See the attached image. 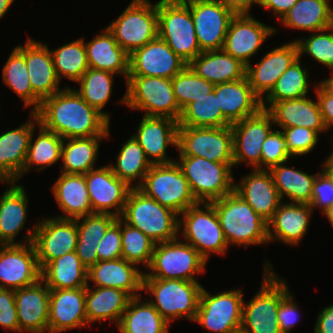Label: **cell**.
I'll return each mask as SVG.
<instances>
[{
	"instance_id": "cell-1",
	"label": "cell",
	"mask_w": 333,
	"mask_h": 333,
	"mask_svg": "<svg viewBox=\"0 0 333 333\" xmlns=\"http://www.w3.org/2000/svg\"><path fill=\"white\" fill-rule=\"evenodd\" d=\"M39 124L65 138L110 136V121L69 86L41 101Z\"/></svg>"
},
{
	"instance_id": "cell-2",
	"label": "cell",
	"mask_w": 333,
	"mask_h": 333,
	"mask_svg": "<svg viewBox=\"0 0 333 333\" xmlns=\"http://www.w3.org/2000/svg\"><path fill=\"white\" fill-rule=\"evenodd\" d=\"M210 203L215 207L228 246L269 243L267 222L235 191Z\"/></svg>"
},
{
	"instance_id": "cell-3",
	"label": "cell",
	"mask_w": 333,
	"mask_h": 333,
	"mask_svg": "<svg viewBox=\"0 0 333 333\" xmlns=\"http://www.w3.org/2000/svg\"><path fill=\"white\" fill-rule=\"evenodd\" d=\"M178 216L171 209L146 196L138 188H131L119 218L158 244L178 238Z\"/></svg>"
},
{
	"instance_id": "cell-4",
	"label": "cell",
	"mask_w": 333,
	"mask_h": 333,
	"mask_svg": "<svg viewBox=\"0 0 333 333\" xmlns=\"http://www.w3.org/2000/svg\"><path fill=\"white\" fill-rule=\"evenodd\" d=\"M264 276L253 299L243 303L240 333H281L277 320L280 300L289 292L287 282L264 262Z\"/></svg>"
},
{
	"instance_id": "cell-5",
	"label": "cell",
	"mask_w": 333,
	"mask_h": 333,
	"mask_svg": "<svg viewBox=\"0 0 333 333\" xmlns=\"http://www.w3.org/2000/svg\"><path fill=\"white\" fill-rule=\"evenodd\" d=\"M203 288L198 281L143 278L142 290L154 296L149 302L170 324L182 317L195 320Z\"/></svg>"
},
{
	"instance_id": "cell-6",
	"label": "cell",
	"mask_w": 333,
	"mask_h": 333,
	"mask_svg": "<svg viewBox=\"0 0 333 333\" xmlns=\"http://www.w3.org/2000/svg\"><path fill=\"white\" fill-rule=\"evenodd\" d=\"M122 103L142 110L149 117H167L179 121L182 111L173 92L172 79L157 76H128Z\"/></svg>"
},
{
	"instance_id": "cell-7",
	"label": "cell",
	"mask_w": 333,
	"mask_h": 333,
	"mask_svg": "<svg viewBox=\"0 0 333 333\" xmlns=\"http://www.w3.org/2000/svg\"><path fill=\"white\" fill-rule=\"evenodd\" d=\"M198 202L210 203L234 191V163L212 162L199 156L176 160Z\"/></svg>"
},
{
	"instance_id": "cell-8",
	"label": "cell",
	"mask_w": 333,
	"mask_h": 333,
	"mask_svg": "<svg viewBox=\"0 0 333 333\" xmlns=\"http://www.w3.org/2000/svg\"><path fill=\"white\" fill-rule=\"evenodd\" d=\"M138 189L178 215L199 203L176 161L153 164Z\"/></svg>"
},
{
	"instance_id": "cell-9",
	"label": "cell",
	"mask_w": 333,
	"mask_h": 333,
	"mask_svg": "<svg viewBox=\"0 0 333 333\" xmlns=\"http://www.w3.org/2000/svg\"><path fill=\"white\" fill-rule=\"evenodd\" d=\"M178 239L155 244L147 268L150 272L143 278L197 281L195 276L204 272L207 261L193 246Z\"/></svg>"
},
{
	"instance_id": "cell-10",
	"label": "cell",
	"mask_w": 333,
	"mask_h": 333,
	"mask_svg": "<svg viewBox=\"0 0 333 333\" xmlns=\"http://www.w3.org/2000/svg\"><path fill=\"white\" fill-rule=\"evenodd\" d=\"M158 37L187 64L202 52L190 8L185 3L158 1Z\"/></svg>"
},
{
	"instance_id": "cell-11",
	"label": "cell",
	"mask_w": 333,
	"mask_h": 333,
	"mask_svg": "<svg viewBox=\"0 0 333 333\" xmlns=\"http://www.w3.org/2000/svg\"><path fill=\"white\" fill-rule=\"evenodd\" d=\"M107 28L118 45L130 55L158 37V2L132 0Z\"/></svg>"
},
{
	"instance_id": "cell-12",
	"label": "cell",
	"mask_w": 333,
	"mask_h": 333,
	"mask_svg": "<svg viewBox=\"0 0 333 333\" xmlns=\"http://www.w3.org/2000/svg\"><path fill=\"white\" fill-rule=\"evenodd\" d=\"M179 216L181 217L179 218V232L182 227L183 239L193 246L206 261L211 253L225 255L229 246L215 207L211 203L199 202Z\"/></svg>"
},
{
	"instance_id": "cell-13",
	"label": "cell",
	"mask_w": 333,
	"mask_h": 333,
	"mask_svg": "<svg viewBox=\"0 0 333 333\" xmlns=\"http://www.w3.org/2000/svg\"><path fill=\"white\" fill-rule=\"evenodd\" d=\"M177 149L179 156H199L212 162L234 163L231 125L178 126Z\"/></svg>"
},
{
	"instance_id": "cell-14",
	"label": "cell",
	"mask_w": 333,
	"mask_h": 333,
	"mask_svg": "<svg viewBox=\"0 0 333 333\" xmlns=\"http://www.w3.org/2000/svg\"><path fill=\"white\" fill-rule=\"evenodd\" d=\"M241 289L211 294L203 288L194 322L214 333H240L243 313Z\"/></svg>"
},
{
	"instance_id": "cell-15",
	"label": "cell",
	"mask_w": 333,
	"mask_h": 333,
	"mask_svg": "<svg viewBox=\"0 0 333 333\" xmlns=\"http://www.w3.org/2000/svg\"><path fill=\"white\" fill-rule=\"evenodd\" d=\"M185 4L190 8L200 50H222L235 14L220 0H191Z\"/></svg>"
},
{
	"instance_id": "cell-16",
	"label": "cell",
	"mask_w": 333,
	"mask_h": 333,
	"mask_svg": "<svg viewBox=\"0 0 333 333\" xmlns=\"http://www.w3.org/2000/svg\"><path fill=\"white\" fill-rule=\"evenodd\" d=\"M272 125V116L263 108L231 125L234 166L246 163L252 169H261L262 144L274 127Z\"/></svg>"
},
{
	"instance_id": "cell-17",
	"label": "cell",
	"mask_w": 333,
	"mask_h": 333,
	"mask_svg": "<svg viewBox=\"0 0 333 333\" xmlns=\"http://www.w3.org/2000/svg\"><path fill=\"white\" fill-rule=\"evenodd\" d=\"M77 240L76 220L56 217L39 220L32 243L40 269L54 259L75 251Z\"/></svg>"
},
{
	"instance_id": "cell-18",
	"label": "cell",
	"mask_w": 333,
	"mask_h": 333,
	"mask_svg": "<svg viewBox=\"0 0 333 333\" xmlns=\"http://www.w3.org/2000/svg\"><path fill=\"white\" fill-rule=\"evenodd\" d=\"M41 279L33 243L0 245V288L17 290Z\"/></svg>"
},
{
	"instance_id": "cell-19",
	"label": "cell",
	"mask_w": 333,
	"mask_h": 333,
	"mask_svg": "<svg viewBox=\"0 0 333 333\" xmlns=\"http://www.w3.org/2000/svg\"><path fill=\"white\" fill-rule=\"evenodd\" d=\"M276 32L275 27L259 22L251 14L235 15L228 26L223 50L247 66L265 40Z\"/></svg>"
},
{
	"instance_id": "cell-20",
	"label": "cell",
	"mask_w": 333,
	"mask_h": 333,
	"mask_svg": "<svg viewBox=\"0 0 333 333\" xmlns=\"http://www.w3.org/2000/svg\"><path fill=\"white\" fill-rule=\"evenodd\" d=\"M84 176L92 212L119 218L131 188L113 173L109 164L90 170Z\"/></svg>"
},
{
	"instance_id": "cell-21",
	"label": "cell",
	"mask_w": 333,
	"mask_h": 333,
	"mask_svg": "<svg viewBox=\"0 0 333 333\" xmlns=\"http://www.w3.org/2000/svg\"><path fill=\"white\" fill-rule=\"evenodd\" d=\"M188 64L160 37L129 55L128 76H157L172 79Z\"/></svg>"
},
{
	"instance_id": "cell-22",
	"label": "cell",
	"mask_w": 333,
	"mask_h": 333,
	"mask_svg": "<svg viewBox=\"0 0 333 333\" xmlns=\"http://www.w3.org/2000/svg\"><path fill=\"white\" fill-rule=\"evenodd\" d=\"M298 58V45L294 40L270 50L254 66L252 63L247 65L245 76L253 92L262 100Z\"/></svg>"
},
{
	"instance_id": "cell-23",
	"label": "cell",
	"mask_w": 333,
	"mask_h": 333,
	"mask_svg": "<svg viewBox=\"0 0 333 333\" xmlns=\"http://www.w3.org/2000/svg\"><path fill=\"white\" fill-rule=\"evenodd\" d=\"M9 188L0 196V245H24L33 242L36 225L27 230L25 242H15V237L25 226L28 198L23 185L7 183Z\"/></svg>"
},
{
	"instance_id": "cell-24",
	"label": "cell",
	"mask_w": 333,
	"mask_h": 333,
	"mask_svg": "<svg viewBox=\"0 0 333 333\" xmlns=\"http://www.w3.org/2000/svg\"><path fill=\"white\" fill-rule=\"evenodd\" d=\"M137 132L132 136L143 148L151 164H168L175 160L166 156V149L173 145L177 149L178 121L167 117L143 116Z\"/></svg>"
},
{
	"instance_id": "cell-25",
	"label": "cell",
	"mask_w": 333,
	"mask_h": 333,
	"mask_svg": "<svg viewBox=\"0 0 333 333\" xmlns=\"http://www.w3.org/2000/svg\"><path fill=\"white\" fill-rule=\"evenodd\" d=\"M86 287L50 289L48 333L87 327Z\"/></svg>"
},
{
	"instance_id": "cell-26",
	"label": "cell",
	"mask_w": 333,
	"mask_h": 333,
	"mask_svg": "<svg viewBox=\"0 0 333 333\" xmlns=\"http://www.w3.org/2000/svg\"><path fill=\"white\" fill-rule=\"evenodd\" d=\"M20 127L0 135V182H18L26 162L29 141L35 125H39L35 113ZM32 119V120H31Z\"/></svg>"
},
{
	"instance_id": "cell-27",
	"label": "cell",
	"mask_w": 333,
	"mask_h": 333,
	"mask_svg": "<svg viewBox=\"0 0 333 333\" xmlns=\"http://www.w3.org/2000/svg\"><path fill=\"white\" fill-rule=\"evenodd\" d=\"M49 300L50 288L42 279L15 290L19 333L48 332Z\"/></svg>"
},
{
	"instance_id": "cell-28",
	"label": "cell",
	"mask_w": 333,
	"mask_h": 333,
	"mask_svg": "<svg viewBox=\"0 0 333 333\" xmlns=\"http://www.w3.org/2000/svg\"><path fill=\"white\" fill-rule=\"evenodd\" d=\"M234 191L267 223L283 202L269 170L253 169L234 184Z\"/></svg>"
},
{
	"instance_id": "cell-29",
	"label": "cell",
	"mask_w": 333,
	"mask_h": 333,
	"mask_svg": "<svg viewBox=\"0 0 333 333\" xmlns=\"http://www.w3.org/2000/svg\"><path fill=\"white\" fill-rule=\"evenodd\" d=\"M24 58L32 90L41 100L61 90L60 80L47 44L29 37L24 45Z\"/></svg>"
},
{
	"instance_id": "cell-30",
	"label": "cell",
	"mask_w": 333,
	"mask_h": 333,
	"mask_svg": "<svg viewBox=\"0 0 333 333\" xmlns=\"http://www.w3.org/2000/svg\"><path fill=\"white\" fill-rule=\"evenodd\" d=\"M138 267L123 258L98 261L88 269L87 280L88 283L93 281L95 287L120 289L131 297H138L143 291L144 277V272H140Z\"/></svg>"
},
{
	"instance_id": "cell-31",
	"label": "cell",
	"mask_w": 333,
	"mask_h": 333,
	"mask_svg": "<svg viewBox=\"0 0 333 333\" xmlns=\"http://www.w3.org/2000/svg\"><path fill=\"white\" fill-rule=\"evenodd\" d=\"M312 213L309 204L283 201L267 223L269 243L275 239L290 246L298 245L308 231Z\"/></svg>"
},
{
	"instance_id": "cell-32",
	"label": "cell",
	"mask_w": 333,
	"mask_h": 333,
	"mask_svg": "<svg viewBox=\"0 0 333 333\" xmlns=\"http://www.w3.org/2000/svg\"><path fill=\"white\" fill-rule=\"evenodd\" d=\"M223 117L232 125L255 115L261 108V99L253 92L247 77L214 85Z\"/></svg>"
},
{
	"instance_id": "cell-33",
	"label": "cell",
	"mask_w": 333,
	"mask_h": 333,
	"mask_svg": "<svg viewBox=\"0 0 333 333\" xmlns=\"http://www.w3.org/2000/svg\"><path fill=\"white\" fill-rule=\"evenodd\" d=\"M267 111L273 119L274 125L282 128L306 127L318 134L326 132L318 101L307 96L274 102Z\"/></svg>"
},
{
	"instance_id": "cell-34",
	"label": "cell",
	"mask_w": 333,
	"mask_h": 333,
	"mask_svg": "<svg viewBox=\"0 0 333 333\" xmlns=\"http://www.w3.org/2000/svg\"><path fill=\"white\" fill-rule=\"evenodd\" d=\"M52 192L58 207L64 212L56 218L75 220L93 213L84 175L61 173L52 186Z\"/></svg>"
},
{
	"instance_id": "cell-35",
	"label": "cell",
	"mask_w": 333,
	"mask_h": 333,
	"mask_svg": "<svg viewBox=\"0 0 333 333\" xmlns=\"http://www.w3.org/2000/svg\"><path fill=\"white\" fill-rule=\"evenodd\" d=\"M88 66L90 68L109 71L123 75L128 79L129 54L121 48L113 34L104 28L103 33L85 42Z\"/></svg>"
},
{
	"instance_id": "cell-36",
	"label": "cell",
	"mask_w": 333,
	"mask_h": 333,
	"mask_svg": "<svg viewBox=\"0 0 333 333\" xmlns=\"http://www.w3.org/2000/svg\"><path fill=\"white\" fill-rule=\"evenodd\" d=\"M188 66L198 76L214 85L238 81L244 78L246 73V66L223 49L201 52Z\"/></svg>"
},
{
	"instance_id": "cell-37",
	"label": "cell",
	"mask_w": 333,
	"mask_h": 333,
	"mask_svg": "<svg viewBox=\"0 0 333 333\" xmlns=\"http://www.w3.org/2000/svg\"><path fill=\"white\" fill-rule=\"evenodd\" d=\"M92 287V288H91ZM132 297L125 291L110 287L86 286L85 306L88 324L110 320L118 325Z\"/></svg>"
},
{
	"instance_id": "cell-38",
	"label": "cell",
	"mask_w": 333,
	"mask_h": 333,
	"mask_svg": "<svg viewBox=\"0 0 333 333\" xmlns=\"http://www.w3.org/2000/svg\"><path fill=\"white\" fill-rule=\"evenodd\" d=\"M75 220L78 233L75 252L82 264L89 269L98 262V243L117 217L107 213H92Z\"/></svg>"
},
{
	"instance_id": "cell-39",
	"label": "cell",
	"mask_w": 333,
	"mask_h": 333,
	"mask_svg": "<svg viewBox=\"0 0 333 333\" xmlns=\"http://www.w3.org/2000/svg\"><path fill=\"white\" fill-rule=\"evenodd\" d=\"M331 0H298L281 19L287 28L317 32L333 26Z\"/></svg>"
},
{
	"instance_id": "cell-40",
	"label": "cell",
	"mask_w": 333,
	"mask_h": 333,
	"mask_svg": "<svg viewBox=\"0 0 333 333\" xmlns=\"http://www.w3.org/2000/svg\"><path fill=\"white\" fill-rule=\"evenodd\" d=\"M87 272L73 251L49 262L41 270V279L50 289H77L88 285Z\"/></svg>"
},
{
	"instance_id": "cell-41",
	"label": "cell",
	"mask_w": 333,
	"mask_h": 333,
	"mask_svg": "<svg viewBox=\"0 0 333 333\" xmlns=\"http://www.w3.org/2000/svg\"><path fill=\"white\" fill-rule=\"evenodd\" d=\"M169 323L141 296L132 297L117 325L120 333H168Z\"/></svg>"
},
{
	"instance_id": "cell-42",
	"label": "cell",
	"mask_w": 333,
	"mask_h": 333,
	"mask_svg": "<svg viewBox=\"0 0 333 333\" xmlns=\"http://www.w3.org/2000/svg\"><path fill=\"white\" fill-rule=\"evenodd\" d=\"M105 138L109 137L65 138L61 149V159H63L61 173L84 175L95 169L94 163L98 158L99 142Z\"/></svg>"
},
{
	"instance_id": "cell-43",
	"label": "cell",
	"mask_w": 333,
	"mask_h": 333,
	"mask_svg": "<svg viewBox=\"0 0 333 333\" xmlns=\"http://www.w3.org/2000/svg\"><path fill=\"white\" fill-rule=\"evenodd\" d=\"M286 163H280L269 169L281 199L287 196L291 203L310 204L316 174L310 175L300 169L289 167Z\"/></svg>"
},
{
	"instance_id": "cell-44",
	"label": "cell",
	"mask_w": 333,
	"mask_h": 333,
	"mask_svg": "<svg viewBox=\"0 0 333 333\" xmlns=\"http://www.w3.org/2000/svg\"><path fill=\"white\" fill-rule=\"evenodd\" d=\"M115 164H109L113 173L130 188H138L152 166L143 148L133 136L121 147Z\"/></svg>"
},
{
	"instance_id": "cell-45",
	"label": "cell",
	"mask_w": 333,
	"mask_h": 333,
	"mask_svg": "<svg viewBox=\"0 0 333 333\" xmlns=\"http://www.w3.org/2000/svg\"><path fill=\"white\" fill-rule=\"evenodd\" d=\"M2 79L3 83L22 99L26 108L32 107V113L40 107L42 100L32 90L23 45H17L12 50L8 61L2 68Z\"/></svg>"
},
{
	"instance_id": "cell-46",
	"label": "cell",
	"mask_w": 333,
	"mask_h": 333,
	"mask_svg": "<svg viewBox=\"0 0 333 333\" xmlns=\"http://www.w3.org/2000/svg\"><path fill=\"white\" fill-rule=\"evenodd\" d=\"M306 69L302 67L301 58L295 60L280 76L271 91L263 97L262 108L267 110L274 102L307 96L309 71Z\"/></svg>"
},
{
	"instance_id": "cell-47",
	"label": "cell",
	"mask_w": 333,
	"mask_h": 333,
	"mask_svg": "<svg viewBox=\"0 0 333 333\" xmlns=\"http://www.w3.org/2000/svg\"><path fill=\"white\" fill-rule=\"evenodd\" d=\"M39 133L36 139H33L35 129L29 141V148L26 157V162L21 171V175L31 170L33 167H38L37 171L43 170L45 167L54 165L61 159V149L63 138L55 132H51L43 128L40 124Z\"/></svg>"
},
{
	"instance_id": "cell-48",
	"label": "cell",
	"mask_w": 333,
	"mask_h": 333,
	"mask_svg": "<svg viewBox=\"0 0 333 333\" xmlns=\"http://www.w3.org/2000/svg\"><path fill=\"white\" fill-rule=\"evenodd\" d=\"M179 126L224 127L231 125L219 107L218 98L213 91L188 104L178 121Z\"/></svg>"
},
{
	"instance_id": "cell-49",
	"label": "cell",
	"mask_w": 333,
	"mask_h": 333,
	"mask_svg": "<svg viewBox=\"0 0 333 333\" xmlns=\"http://www.w3.org/2000/svg\"><path fill=\"white\" fill-rule=\"evenodd\" d=\"M84 39L79 38L56 48V50H50L60 81L61 78L66 77L68 80L77 82L89 69Z\"/></svg>"
},
{
	"instance_id": "cell-50",
	"label": "cell",
	"mask_w": 333,
	"mask_h": 333,
	"mask_svg": "<svg viewBox=\"0 0 333 333\" xmlns=\"http://www.w3.org/2000/svg\"><path fill=\"white\" fill-rule=\"evenodd\" d=\"M116 74L90 68L76 82L80 84L79 89H75L81 97L92 107L97 109L109 121L110 115L102 111L112 94L113 76Z\"/></svg>"
},
{
	"instance_id": "cell-51",
	"label": "cell",
	"mask_w": 333,
	"mask_h": 333,
	"mask_svg": "<svg viewBox=\"0 0 333 333\" xmlns=\"http://www.w3.org/2000/svg\"><path fill=\"white\" fill-rule=\"evenodd\" d=\"M122 258L136 266L149 267L155 243L142 231L133 228L121 220Z\"/></svg>"
},
{
	"instance_id": "cell-52",
	"label": "cell",
	"mask_w": 333,
	"mask_h": 333,
	"mask_svg": "<svg viewBox=\"0 0 333 333\" xmlns=\"http://www.w3.org/2000/svg\"><path fill=\"white\" fill-rule=\"evenodd\" d=\"M173 92L181 111L213 91L214 84L198 76L188 65L172 78Z\"/></svg>"
},
{
	"instance_id": "cell-53",
	"label": "cell",
	"mask_w": 333,
	"mask_h": 333,
	"mask_svg": "<svg viewBox=\"0 0 333 333\" xmlns=\"http://www.w3.org/2000/svg\"><path fill=\"white\" fill-rule=\"evenodd\" d=\"M313 33L307 38L295 39L299 58L309 54L315 61L333 70V26Z\"/></svg>"
},
{
	"instance_id": "cell-54",
	"label": "cell",
	"mask_w": 333,
	"mask_h": 333,
	"mask_svg": "<svg viewBox=\"0 0 333 333\" xmlns=\"http://www.w3.org/2000/svg\"><path fill=\"white\" fill-rule=\"evenodd\" d=\"M291 152L281 130H271L262 144L261 169L269 170L280 163L288 162Z\"/></svg>"
},
{
	"instance_id": "cell-55",
	"label": "cell",
	"mask_w": 333,
	"mask_h": 333,
	"mask_svg": "<svg viewBox=\"0 0 333 333\" xmlns=\"http://www.w3.org/2000/svg\"><path fill=\"white\" fill-rule=\"evenodd\" d=\"M287 141L288 150L292 156H302L312 152L318 143L319 134L306 127L282 128Z\"/></svg>"
},
{
	"instance_id": "cell-56",
	"label": "cell",
	"mask_w": 333,
	"mask_h": 333,
	"mask_svg": "<svg viewBox=\"0 0 333 333\" xmlns=\"http://www.w3.org/2000/svg\"><path fill=\"white\" fill-rule=\"evenodd\" d=\"M121 219L117 220L107 229L104 237L98 243V261H107L122 258Z\"/></svg>"
},
{
	"instance_id": "cell-57",
	"label": "cell",
	"mask_w": 333,
	"mask_h": 333,
	"mask_svg": "<svg viewBox=\"0 0 333 333\" xmlns=\"http://www.w3.org/2000/svg\"><path fill=\"white\" fill-rule=\"evenodd\" d=\"M309 205L312 209L321 208L322 213L333 205V181L324 170L316 173Z\"/></svg>"
},
{
	"instance_id": "cell-58",
	"label": "cell",
	"mask_w": 333,
	"mask_h": 333,
	"mask_svg": "<svg viewBox=\"0 0 333 333\" xmlns=\"http://www.w3.org/2000/svg\"><path fill=\"white\" fill-rule=\"evenodd\" d=\"M0 326L19 333L15 290L0 288Z\"/></svg>"
},
{
	"instance_id": "cell-59",
	"label": "cell",
	"mask_w": 333,
	"mask_h": 333,
	"mask_svg": "<svg viewBox=\"0 0 333 333\" xmlns=\"http://www.w3.org/2000/svg\"><path fill=\"white\" fill-rule=\"evenodd\" d=\"M299 307L289 291L281 300L277 313V320L281 333H291L292 328L299 321Z\"/></svg>"
},
{
	"instance_id": "cell-60",
	"label": "cell",
	"mask_w": 333,
	"mask_h": 333,
	"mask_svg": "<svg viewBox=\"0 0 333 333\" xmlns=\"http://www.w3.org/2000/svg\"><path fill=\"white\" fill-rule=\"evenodd\" d=\"M315 89L324 124L327 130H329L333 126V92L321 81L317 82Z\"/></svg>"
},
{
	"instance_id": "cell-61",
	"label": "cell",
	"mask_w": 333,
	"mask_h": 333,
	"mask_svg": "<svg viewBox=\"0 0 333 333\" xmlns=\"http://www.w3.org/2000/svg\"><path fill=\"white\" fill-rule=\"evenodd\" d=\"M298 0H259L258 5L271 10L281 20Z\"/></svg>"
},
{
	"instance_id": "cell-62",
	"label": "cell",
	"mask_w": 333,
	"mask_h": 333,
	"mask_svg": "<svg viewBox=\"0 0 333 333\" xmlns=\"http://www.w3.org/2000/svg\"><path fill=\"white\" fill-rule=\"evenodd\" d=\"M315 333H333V304L324 307L317 315Z\"/></svg>"
},
{
	"instance_id": "cell-63",
	"label": "cell",
	"mask_w": 333,
	"mask_h": 333,
	"mask_svg": "<svg viewBox=\"0 0 333 333\" xmlns=\"http://www.w3.org/2000/svg\"><path fill=\"white\" fill-rule=\"evenodd\" d=\"M225 7L235 15L250 14L251 6L258 4L259 0H220Z\"/></svg>"
},
{
	"instance_id": "cell-64",
	"label": "cell",
	"mask_w": 333,
	"mask_h": 333,
	"mask_svg": "<svg viewBox=\"0 0 333 333\" xmlns=\"http://www.w3.org/2000/svg\"><path fill=\"white\" fill-rule=\"evenodd\" d=\"M15 0H0V19L7 13Z\"/></svg>"
},
{
	"instance_id": "cell-65",
	"label": "cell",
	"mask_w": 333,
	"mask_h": 333,
	"mask_svg": "<svg viewBox=\"0 0 333 333\" xmlns=\"http://www.w3.org/2000/svg\"><path fill=\"white\" fill-rule=\"evenodd\" d=\"M322 166V170H324L333 181V163L327 158Z\"/></svg>"
},
{
	"instance_id": "cell-66",
	"label": "cell",
	"mask_w": 333,
	"mask_h": 333,
	"mask_svg": "<svg viewBox=\"0 0 333 333\" xmlns=\"http://www.w3.org/2000/svg\"><path fill=\"white\" fill-rule=\"evenodd\" d=\"M322 214H324L327 217L328 221L333 227V205L329 207L327 210H325Z\"/></svg>"
},
{
	"instance_id": "cell-67",
	"label": "cell",
	"mask_w": 333,
	"mask_h": 333,
	"mask_svg": "<svg viewBox=\"0 0 333 333\" xmlns=\"http://www.w3.org/2000/svg\"><path fill=\"white\" fill-rule=\"evenodd\" d=\"M329 90L333 92V75L330 78H327L326 80L321 81Z\"/></svg>"
},
{
	"instance_id": "cell-68",
	"label": "cell",
	"mask_w": 333,
	"mask_h": 333,
	"mask_svg": "<svg viewBox=\"0 0 333 333\" xmlns=\"http://www.w3.org/2000/svg\"><path fill=\"white\" fill-rule=\"evenodd\" d=\"M332 141V147H333V137H332V139H331ZM332 163H333V148H332V153L327 157Z\"/></svg>"
},
{
	"instance_id": "cell-69",
	"label": "cell",
	"mask_w": 333,
	"mask_h": 333,
	"mask_svg": "<svg viewBox=\"0 0 333 333\" xmlns=\"http://www.w3.org/2000/svg\"><path fill=\"white\" fill-rule=\"evenodd\" d=\"M173 1L181 2V3H186V2L191 1V0H173Z\"/></svg>"
}]
</instances>
